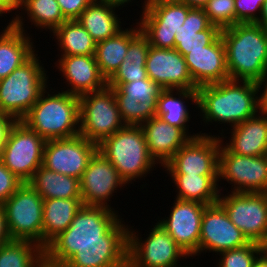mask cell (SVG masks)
I'll return each instance as SVG.
<instances>
[{"instance_id":"6da1fadb","label":"cell","mask_w":267,"mask_h":267,"mask_svg":"<svg viewBox=\"0 0 267 267\" xmlns=\"http://www.w3.org/2000/svg\"><path fill=\"white\" fill-rule=\"evenodd\" d=\"M113 209L83 205L69 227L44 249V262L62 267L83 245L128 244L129 226Z\"/></svg>"},{"instance_id":"7a4b0ae2","label":"cell","mask_w":267,"mask_h":267,"mask_svg":"<svg viewBox=\"0 0 267 267\" xmlns=\"http://www.w3.org/2000/svg\"><path fill=\"white\" fill-rule=\"evenodd\" d=\"M258 92L256 82L230 79L198 87L202 121L229 123L231 128L243 123L259 112Z\"/></svg>"},{"instance_id":"3957f363","label":"cell","mask_w":267,"mask_h":267,"mask_svg":"<svg viewBox=\"0 0 267 267\" xmlns=\"http://www.w3.org/2000/svg\"><path fill=\"white\" fill-rule=\"evenodd\" d=\"M230 80L259 82L267 76V31L257 23L221 29Z\"/></svg>"},{"instance_id":"277c9868","label":"cell","mask_w":267,"mask_h":267,"mask_svg":"<svg viewBox=\"0 0 267 267\" xmlns=\"http://www.w3.org/2000/svg\"><path fill=\"white\" fill-rule=\"evenodd\" d=\"M46 91L45 89L41 93L37 102L21 121L45 140L78 135L79 97L64 90L53 95Z\"/></svg>"},{"instance_id":"5b68a950","label":"cell","mask_w":267,"mask_h":267,"mask_svg":"<svg viewBox=\"0 0 267 267\" xmlns=\"http://www.w3.org/2000/svg\"><path fill=\"white\" fill-rule=\"evenodd\" d=\"M98 151L111 162L128 185L136 178L147 176L157 164L148 152L141 126L125 125L105 138L98 145Z\"/></svg>"},{"instance_id":"8992f818","label":"cell","mask_w":267,"mask_h":267,"mask_svg":"<svg viewBox=\"0 0 267 267\" xmlns=\"http://www.w3.org/2000/svg\"><path fill=\"white\" fill-rule=\"evenodd\" d=\"M34 54L0 80V112L22 120L48 87L46 71Z\"/></svg>"},{"instance_id":"52a82bcc","label":"cell","mask_w":267,"mask_h":267,"mask_svg":"<svg viewBox=\"0 0 267 267\" xmlns=\"http://www.w3.org/2000/svg\"><path fill=\"white\" fill-rule=\"evenodd\" d=\"M44 199L28 183H23L3 204L11 240H27L42 248Z\"/></svg>"},{"instance_id":"ba28073f","label":"cell","mask_w":267,"mask_h":267,"mask_svg":"<svg viewBox=\"0 0 267 267\" xmlns=\"http://www.w3.org/2000/svg\"><path fill=\"white\" fill-rule=\"evenodd\" d=\"M79 118V134L97 145L125 126L114 92L108 86L79 97Z\"/></svg>"},{"instance_id":"9c48e42d","label":"cell","mask_w":267,"mask_h":267,"mask_svg":"<svg viewBox=\"0 0 267 267\" xmlns=\"http://www.w3.org/2000/svg\"><path fill=\"white\" fill-rule=\"evenodd\" d=\"M46 140L19 120L0 149V161L23 183L42 165Z\"/></svg>"},{"instance_id":"30bf717a","label":"cell","mask_w":267,"mask_h":267,"mask_svg":"<svg viewBox=\"0 0 267 267\" xmlns=\"http://www.w3.org/2000/svg\"><path fill=\"white\" fill-rule=\"evenodd\" d=\"M218 203L250 242L266 245L267 193L231 191L223 197L220 192Z\"/></svg>"},{"instance_id":"8fae6325","label":"cell","mask_w":267,"mask_h":267,"mask_svg":"<svg viewBox=\"0 0 267 267\" xmlns=\"http://www.w3.org/2000/svg\"><path fill=\"white\" fill-rule=\"evenodd\" d=\"M150 231L142 240L128 228V267H179V259L189 257L158 222Z\"/></svg>"},{"instance_id":"7c38bea8","label":"cell","mask_w":267,"mask_h":267,"mask_svg":"<svg viewBox=\"0 0 267 267\" xmlns=\"http://www.w3.org/2000/svg\"><path fill=\"white\" fill-rule=\"evenodd\" d=\"M207 134V135H206ZM201 133L190 138L163 166L168 174L218 176L223 136Z\"/></svg>"},{"instance_id":"4fadbf2b","label":"cell","mask_w":267,"mask_h":267,"mask_svg":"<svg viewBox=\"0 0 267 267\" xmlns=\"http://www.w3.org/2000/svg\"><path fill=\"white\" fill-rule=\"evenodd\" d=\"M223 142L222 139L219 150V181L224 179L233 184L232 192L267 193V155H239L231 152Z\"/></svg>"},{"instance_id":"5bb4252c","label":"cell","mask_w":267,"mask_h":267,"mask_svg":"<svg viewBox=\"0 0 267 267\" xmlns=\"http://www.w3.org/2000/svg\"><path fill=\"white\" fill-rule=\"evenodd\" d=\"M97 150L96 143L80 134L70 138L46 140L42 166L80 180Z\"/></svg>"},{"instance_id":"9a60e30c","label":"cell","mask_w":267,"mask_h":267,"mask_svg":"<svg viewBox=\"0 0 267 267\" xmlns=\"http://www.w3.org/2000/svg\"><path fill=\"white\" fill-rule=\"evenodd\" d=\"M249 243L250 241L231 222L227 212L219 203L205 207L201 220V234L198 245L199 255L203 251L207 252V250L218 254Z\"/></svg>"},{"instance_id":"2e32d148","label":"cell","mask_w":267,"mask_h":267,"mask_svg":"<svg viewBox=\"0 0 267 267\" xmlns=\"http://www.w3.org/2000/svg\"><path fill=\"white\" fill-rule=\"evenodd\" d=\"M125 185L126 182L117 169L97 150L80 179L82 203L85 206L111 208L108 204L110 197L113 196L116 188L121 189Z\"/></svg>"},{"instance_id":"e0dca14e","label":"cell","mask_w":267,"mask_h":267,"mask_svg":"<svg viewBox=\"0 0 267 267\" xmlns=\"http://www.w3.org/2000/svg\"><path fill=\"white\" fill-rule=\"evenodd\" d=\"M190 9L180 2L162 4L142 12L141 21L137 23L151 46L174 49L175 33L183 25Z\"/></svg>"},{"instance_id":"ac0fdd59","label":"cell","mask_w":267,"mask_h":267,"mask_svg":"<svg viewBox=\"0 0 267 267\" xmlns=\"http://www.w3.org/2000/svg\"><path fill=\"white\" fill-rule=\"evenodd\" d=\"M169 217L158 223L188 256L198 255L201 220L206 204L195 201L174 200Z\"/></svg>"},{"instance_id":"d6986e66","label":"cell","mask_w":267,"mask_h":267,"mask_svg":"<svg viewBox=\"0 0 267 267\" xmlns=\"http://www.w3.org/2000/svg\"><path fill=\"white\" fill-rule=\"evenodd\" d=\"M145 67L148 78L162 89H198L184 56L175 48H155L150 45Z\"/></svg>"},{"instance_id":"ffe728a7","label":"cell","mask_w":267,"mask_h":267,"mask_svg":"<svg viewBox=\"0 0 267 267\" xmlns=\"http://www.w3.org/2000/svg\"><path fill=\"white\" fill-rule=\"evenodd\" d=\"M184 58L197 87L229 80L225 45L221 35L203 49L187 50Z\"/></svg>"},{"instance_id":"44dd1931","label":"cell","mask_w":267,"mask_h":267,"mask_svg":"<svg viewBox=\"0 0 267 267\" xmlns=\"http://www.w3.org/2000/svg\"><path fill=\"white\" fill-rule=\"evenodd\" d=\"M56 66L71 86L65 92L75 96L100 91L108 86L100 72L95 55L60 56Z\"/></svg>"},{"instance_id":"7402d4cb","label":"cell","mask_w":267,"mask_h":267,"mask_svg":"<svg viewBox=\"0 0 267 267\" xmlns=\"http://www.w3.org/2000/svg\"><path fill=\"white\" fill-rule=\"evenodd\" d=\"M0 33V80L22 66L35 53L32 38L25 34L22 15L15 14Z\"/></svg>"},{"instance_id":"603a6c76","label":"cell","mask_w":267,"mask_h":267,"mask_svg":"<svg viewBox=\"0 0 267 267\" xmlns=\"http://www.w3.org/2000/svg\"><path fill=\"white\" fill-rule=\"evenodd\" d=\"M143 129L150 156L163 167L190 139L179 127L152 117L140 125Z\"/></svg>"},{"instance_id":"cb8c5ba5","label":"cell","mask_w":267,"mask_h":267,"mask_svg":"<svg viewBox=\"0 0 267 267\" xmlns=\"http://www.w3.org/2000/svg\"><path fill=\"white\" fill-rule=\"evenodd\" d=\"M221 35V29L209 22L203 8H191L178 32L175 33V49L183 56L187 50L203 49Z\"/></svg>"},{"instance_id":"d4e9b609","label":"cell","mask_w":267,"mask_h":267,"mask_svg":"<svg viewBox=\"0 0 267 267\" xmlns=\"http://www.w3.org/2000/svg\"><path fill=\"white\" fill-rule=\"evenodd\" d=\"M232 128L231 139L225 144L231 152L243 156L267 155L266 115L258 113Z\"/></svg>"},{"instance_id":"484cf974","label":"cell","mask_w":267,"mask_h":267,"mask_svg":"<svg viewBox=\"0 0 267 267\" xmlns=\"http://www.w3.org/2000/svg\"><path fill=\"white\" fill-rule=\"evenodd\" d=\"M62 267H128V244L83 245Z\"/></svg>"},{"instance_id":"4316f807","label":"cell","mask_w":267,"mask_h":267,"mask_svg":"<svg viewBox=\"0 0 267 267\" xmlns=\"http://www.w3.org/2000/svg\"><path fill=\"white\" fill-rule=\"evenodd\" d=\"M83 206L81 198H54L43 201L42 248L65 231Z\"/></svg>"},{"instance_id":"83f0119b","label":"cell","mask_w":267,"mask_h":267,"mask_svg":"<svg viewBox=\"0 0 267 267\" xmlns=\"http://www.w3.org/2000/svg\"><path fill=\"white\" fill-rule=\"evenodd\" d=\"M198 89H163L157 99L156 117L172 126L181 128L190 138L200 135L194 133L189 135L187 122L190 121L188 107L184 99L190 100L198 106ZM178 94V98L173 93Z\"/></svg>"},{"instance_id":"f1b7e54d","label":"cell","mask_w":267,"mask_h":267,"mask_svg":"<svg viewBox=\"0 0 267 267\" xmlns=\"http://www.w3.org/2000/svg\"><path fill=\"white\" fill-rule=\"evenodd\" d=\"M115 8L103 1L93 0L81 13L77 21L87 30L96 43L104 41L123 30Z\"/></svg>"},{"instance_id":"f546056e","label":"cell","mask_w":267,"mask_h":267,"mask_svg":"<svg viewBox=\"0 0 267 267\" xmlns=\"http://www.w3.org/2000/svg\"><path fill=\"white\" fill-rule=\"evenodd\" d=\"M44 199L81 198L80 180L40 166L27 182Z\"/></svg>"},{"instance_id":"4dcf8cb0","label":"cell","mask_w":267,"mask_h":267,"mask_svg":"<svg viewBox=\"0 0 267 267\" xmlns=\"http://www.w3.org/2000/svg\"><path fill=\"white\" fill-rule=\"evenodd\" d=\"M136 24L137 28H127L114 37L96 43V62L106 80L117 71L124 61L129 43L141 32L138 23Z\"/></svg>"},{"instance_id":"1f68e13d","label":"cell","mask_w":267,"mask_h":267,"mask_svg":"<svg viewBox=\"0 0 267 267\" xmlns=\"http://www.w3.org/2000/svg\"><path fill=\"white\" fill-rule=\"evenodd\" d=\"M170 176L178 190L176 199L195 201L206 205L218 203L220 191H222L218 184V176L188 174H170Z\"/></svg>"},{"instance_id":"d6a6232c","label":"cell","mask_w":267,"mask_h":267,"mask_svg":"<svg viewBox=\"0 0 267 267\" xmlns=\"http://www.w3.org/2000/svg\"><path fill=\"white\" fill-rule=\"evenodd\" d=\"M150 44L140 32L130 43L124 61L107 80V84H125L147 79L146 58Z\"/></svg>"},{"instance_id":"836d02e7","label":"cell","mask_w":267,"mask_h":267,"mask_svg":"<svg viewBox=\"0 0 267 267\" xmlns=\"http://www.w3.org/2000/svg\"><path fill=\"white\" fill-rule=\"evenodd\" d=\"M53 34L62 56L95 55L96 42L77 20H66Z\"/></svg>"},{"instance_id":"e575fe53","label":"cell","mask_w":267,"mask_h":267,"mask_svg":"<svg viewBox=\"0 0 267 267\" xmlns=\"http://www.w3.org/2000/svg\"><path fill=\"white\" fill-rule=\"evenodd\" d=\"M44 249L27 240H10L0 245V267H42Z\"/></svg>"},{"instance_id":"d590c367","label":"cell","mask_w":267,"mask_h":267,"mask_svg":"<svg viewBox=\"0 0 267 267\" xmlns=\"http://www.w3.org/2000/svg\"><path fill=\"white\" fill-rule=\"evenodd\" d=\"M18 8H24L38 29H49L52 33L66 21L57 0H25Z\"/></svg>"},{"instance_id":"8d00e7d4","label":"cell","mask_w":267,"mask_h":267,"mask_svg":"<svg viewBox=\"0 0 267 267\" xmlns=\"http://www.w3.org/2000/svg\"><path fill=\"white\" fill-rule=\"evenodd\" d=\"M116 97L120 117L125 125L140 126L156 115L157 102L129 99L119 88H111Z\"/></svg>"},{"instance_id":"74e56055","label":"cell","mask_w":267,"mask_h":267,"mask_svg":"<svg viewBox=\"0 0 267 267\" xmlns=\"http://www.w3.org/2000/svg\"><path fill=\"white\" fill-rule=\"evenodd\" d=\"M264 250V246L255 242L219 253L218 267H252L256 257Z\"/></svg>"},{"instance_id":"f35d334b","label":"cell","mask_w":267,"mask_h":267,"mask_svg":"<svg viewBox=\"0 0 267 267\" xmlns=\"http://www.w3.org/2000/svg\"><path fill=\"white\" fill-rule=\"evenodd\" d=\"M211 24L220 29L236 24V12L234 0H209L203 7Z\"/></svg>"},{"instance_id":"ab89813d","label":"cell","mask_w":267,"mask_h":267,"mask_svg":"<svg viewBox=\"0 0 267 267\" xmlns=\"http://www.w3.org/2000/svg\"><path fill=\"white\" fill-rule=\"evenodd\" d=\"M108 87L119 88L129 99H135L138 102H157L160 92L163 90L149 78L125 84H108Z\"/></svg>"},{"instance_id":"60d3db41","label":"cell","mask_w":267,"mask_h":267,"mask_svg":"<svg viewBox=\"0 0 267 267\" xmlns=\"http://www.w3.org/2000/svg\"><path fill=\"white\" fill-rule=\"evenodd\" d=\"M264 2L265 0H234L236 24L257 23L261 15Z\"/></svg>"},{"instance_id":"b9f144b4","label":"cell","mask_w":267,"mask_h":267,"mask_svg":"<svg viewBox=\"0 0 267 267\" xmlns=\"http://www.w3.org/2000/svg\"><path fill=\"white\" fill-rule=\"evenodd\" d=\"M23 182L0 161V205H2Z\"/></svg>"},{"instance_id":"7bdbcfd3","label":"cell","mask_w":267,"mask_h":267,"mask_svg":"<svg viewBox=\"0 0 267 267\" xmlns=\"http://www.w3.org/2000/svg\"><path fill=\"white\" fill-rule=\"evenodd\" d=\"M93 0H57L66 20H77Z\"/></svg>"},{"instance_id":"ee69618b","label":"cell","mask_w":267,"mask_h":267,"mask_svg":"<svg viewBox=\"0 0 267 267\" xmlns=\"http://www.w3.org/2000/svg\"><path fill=\"white\" fill-rule=\"evenodd\" d=\"M16 121L14 117L0 112V149L6 143L10 130Z\"/></svg>"},{"instance_id":"f6af8a7d","label":"cell","mask_w":267,"mask_h":267,"mask_svg":"<svg viewBox=\"0 0 267 267\" xmlns=\"http://www.w3.org/2000/svg\"><path fill=\"white\" fill-rule=\"evenodd\" d=\"M258 88L260 90V88L262 89V85L264 86L262 93H260L261 95L258 97V101H259V113L266 115L267 116V76L257 82Z\"/></svg>"},{"instance_id":"bcb514c9","label":"cell","mask_w":267,"mask_h":267,"mask_svg":"<svg viewBox=\"0 0 267 267\" xmlns=\"http://www.w3.org/2000/svg\"><path fill=\"white\" fill-rule=\"evenodd\" d=\"M6 226L5 214L2 205H0V245L10 241Z\"/></svg>"},{"instance_id":"7dc6e473","label":"cell","mask_w":267,"mask_h":267,"mask_svg":"<svg viewBox=\"0 0 267 267\" xmlns=\"http://www.w3.org/2000/svg\"><path fill=\"white\" fill-rule=\"evenodd\" d=\"M16 9H19L17 0H0V16Z\"/></svg>"},{"instance_id":"c3c4849f","label":"cell","mask_w":267,"mask_h":267,"mask_svg":"<svg viewBox=\"0 0 267 267\" xmlns=\"http://www.w3.org/2000/svg\"><path fill=\"white\" fill-rule=\"evenodd\" d=\"M179 3V0H145L142 12L152 9L162 4Z\"/></svg>"},{"instance_id":"681fc988","label":"cell","mask_w":267,"mask_h":267,"mask_svg":"<svg viewBox=\"0 0 267 267\" xmlns=\"http://www.w3.org/2000/svg\"><path fill=\"white\" fill-rule=\"evenodd\" d=\"M252 267H267V251L265 249L256 257Z\"/></svg>"},{"instance_id":"f907efd6","label":"cell","mask_w":267,"mask_h":267,"mask_svg":"<svg viewBox=\"0 0 267 267\" xmlns=\"http://www.w3.org/2000/svg\"><path fill=\"white\" fill-rule=\"evenodd\" d=\"M209 0H179L180 3L186 4L190 8H203Z\"/></svg>"},{"instance_id":"816d5d0a","label":"cell","mask_w":267,"mask_h":267,"mask_svg":"<svg viewBox=\"0 0 267 267\" xmlns=\"http://www.w3.org/2000/svg\"><path fill=\"white\" fill-rule=\"evenodd\" d=\"M262 28H264L267 31V0H265L263 6L260 18L257 22Z\"/></svg>"},{"instance_id":"f5cc1de1","label":"cell","mask_w":267,"mask_h":267,"mask_svg":"<svg viewBox=\"0 0 267 267\" xmlns=\"http://www.w3.org/2000/svg\"><path fill=\"white\" fill-rule=\"evenodd\" d=\"M100 1H103V2H105V3H107V4H110L111 6H114V7H118L119 8V6L121 7H123L124 5H126V4H128V3H130V2H132L131 0H100ZM126 3V4H125Z\"/></svg>"},{"instance_id":"db71d44e","label":"cell","mask_w":267,"mask_h":267,"mask_svg":"<svg viewBox=\"0 0 267 267\" xmlns=\"http://www.w3.org/2000/svg\"><path fill=\"white\" fill-rule=\"evenodd\" d=\"M42 267H59V266H53L44 262Z\"/></svg>"},{"instance_id":"11a10c76","label":"cell","mask_w":267,"mask_h":267,"mask_svg":"<svg viewBox=\"0 0 267 267\" xmlns=\"http://www.w3.org/2000/svg\"><path fill=\"white\" fill-rule=\"evenodd\" d=\"M25 0H17L18 7L24 2Z\"/></svg>"},{"instance_id":"9f6ffc18","label":"cell","mask_w":267,"mask_h":267,"mask_svg":"<svg viewBox=\"0 0 267 267\" xmlns=\"http://www.w3.org/2000/svg\"><path fill=\"white\" fill-rule=\"evenodd\" d=\"M264 249L267 251V243H266V245L264 246Z\"/></svg>"}]
</instances>
